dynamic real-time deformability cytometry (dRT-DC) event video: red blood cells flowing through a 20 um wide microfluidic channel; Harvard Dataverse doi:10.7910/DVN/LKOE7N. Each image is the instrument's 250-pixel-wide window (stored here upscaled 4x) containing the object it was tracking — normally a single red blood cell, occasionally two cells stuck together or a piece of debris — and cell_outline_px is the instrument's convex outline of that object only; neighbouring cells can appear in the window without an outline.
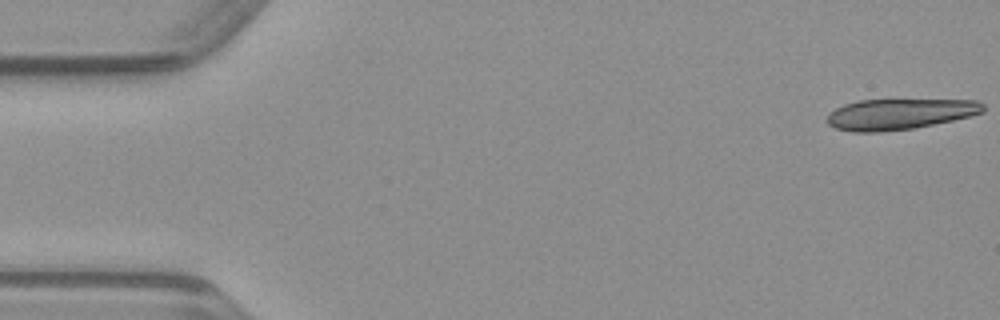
{"species": "common noctule bat (a hibernating species)", "species_latin": "Nyctalus noctula", "temperature_condition": "warm", "stored_images_in_passage": 16, "camera_frame_rate_fps": 3000, "um_per_image_px": 0.085, "animal": {"sex": "male", "body_mass_g": 23.1, "forearm_length_mm": 52.7}, "frame": {"image": 1, "passage_image": 1, "time_ms": 0.0, "image_size_px": [1000, 320], "cell_outline_px": [[984, 112], [952, 120], [912, 128], [880, 132], [852, 132], [836, 128], [828, 124], [828, 112], [844, 104], [860, 100], [980, 100], [984, 104]], "centroid_in_image_um": [76.45, 9.69], "position_along_channel_um": 8.6, "area_um2": 27.8}}